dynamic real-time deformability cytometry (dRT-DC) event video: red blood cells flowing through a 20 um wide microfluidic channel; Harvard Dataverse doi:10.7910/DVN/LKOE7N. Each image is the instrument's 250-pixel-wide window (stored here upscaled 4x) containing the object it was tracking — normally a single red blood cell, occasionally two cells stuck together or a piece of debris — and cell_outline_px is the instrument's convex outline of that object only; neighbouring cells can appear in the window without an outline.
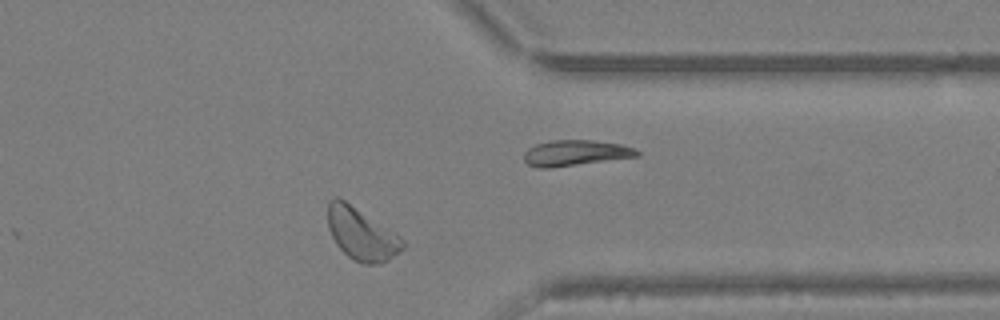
{"species": "Egyptian fruit bat (a non-hibernating species)", "species_latin": "Rousettus aegyptiacus", "temperature_condition": "warm", "stored_images_in_passage": 29, "camera_frame_rate_fps": 3000, "um_per_image_px": 0.085, "animal": {"sex": "female"}, "frame": {"image": 1, "passage_image": 25, "time_ms": 8.0, "image_size_px": [1000, 320], "cell_outline_px": [[408, 244], [400, 252], [388, 260], [380, 264], [364, 264], [348, 256], [336, 244], [328, 228], [328, 204], [336, 196], [344, 200], [396, 232]], "centroid_in_image_um": [30.77, 19.91], "position_along_channel_um": 380.6, "area_um2": 22.77}}